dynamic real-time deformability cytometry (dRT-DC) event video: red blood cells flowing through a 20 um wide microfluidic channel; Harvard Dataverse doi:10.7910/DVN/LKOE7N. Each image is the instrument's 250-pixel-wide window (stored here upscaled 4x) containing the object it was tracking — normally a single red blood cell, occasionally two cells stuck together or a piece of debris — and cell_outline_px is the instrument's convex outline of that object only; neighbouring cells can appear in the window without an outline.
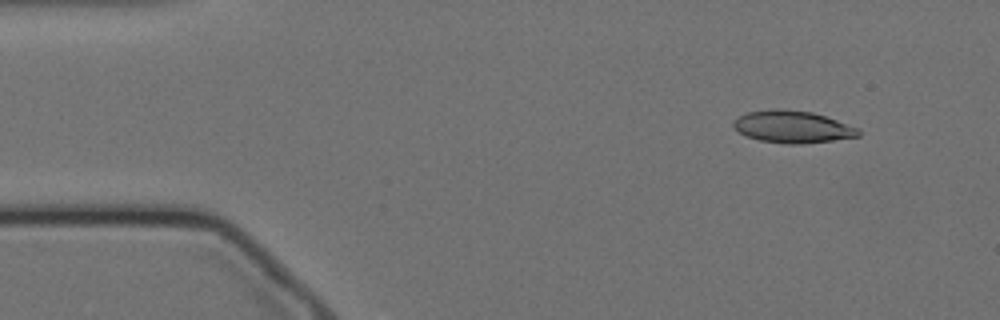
{"species": "Egyptian fruit bat (a non-hibernating species)", "species_latin": "Rousettus aegyptiacus", "temperature_condition": "cold", "stored_images_in_passage": 57, "camera_frame_rate_fps": 3000, "um_per_image_px": 0.085, "animal": {"sex": "female"}, "frame": {"image": 1, "passage_image": 5, "time_ms": 1.333, "image_size_px": [1000, 320], "cell_outline_px": [[860, 136], [832, 140], [800, 144], [788, 144], [760, 140], [748, 136], [740, 132], [732, 124], [740, 116], [748, 112], [776, 108], [812, 112], [860, 128]], "centroid_in_image_um": [67.4, 10.78], "position_along_channel_um": 17.6, "area_um2": 23.06}}
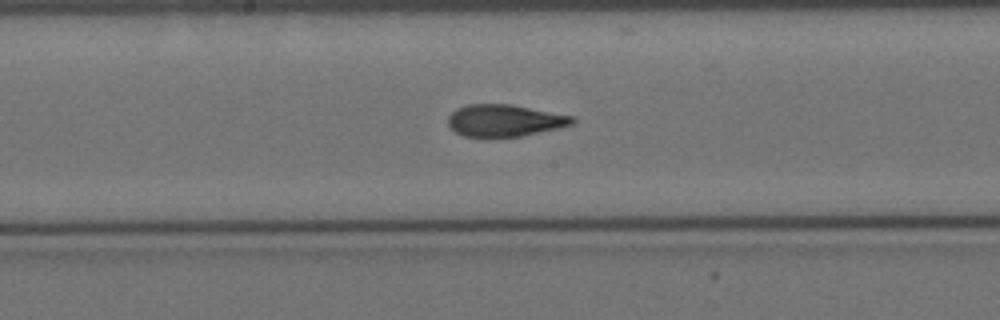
{"frame": {"image": 2, "passage_image": 28, "time_ms": 9.0, "image_size_px": [1000, 320], "cell_outline_px": [[576, 120], [572, 124], [556, 128], [520, 136], [464, 136], [456, 132], [448, 124], [448, 116], [456, 108], [468, 104], [508, 104], [576, 116]], "centroid_in_image_um": [42.89, 10.22], "position_along_channel_um": 205.3, "area_um2": 22.83}}
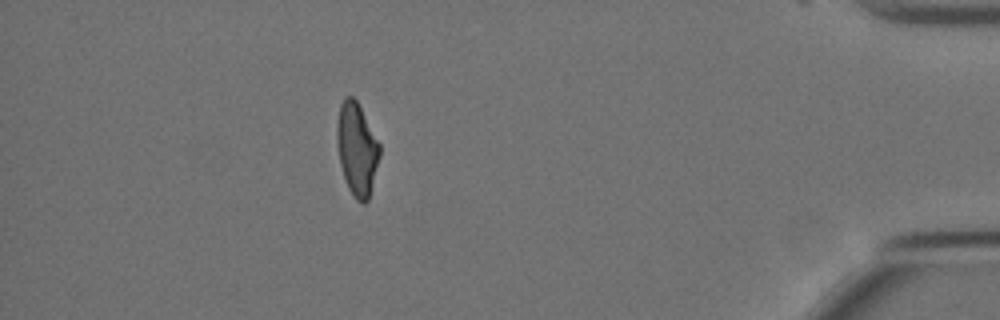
{"frame": {"image": 3, "passage_image": 50, "time_ms": 16.333, "image_size_px": [1000, 320], "cell_outline_px": [[380, 156], [368, 200], [364, 204], [360, 204], [352, 196], [348, 188], [340, 164], [336, 144], [336, 128], [340, 104], [344, 96], [352, 96], [356, 100], [380, 144]], "centroid_in_image_um": [30.32, 12.69], "position_along_channel_um": 404.9, "area_um2": 23.12}, "authors_computed_cell_mechanics": {"area_um2": 23.4668, "velocity_mm_per_s": 3.4647, "shape_relaxation_time_tau1_ms": 9.5276, "shape_relaxation_time_tau2_ms": 2.0475, "deformation_change_tau1": 0.232, "deformation_change_tau2": 0.0908}}